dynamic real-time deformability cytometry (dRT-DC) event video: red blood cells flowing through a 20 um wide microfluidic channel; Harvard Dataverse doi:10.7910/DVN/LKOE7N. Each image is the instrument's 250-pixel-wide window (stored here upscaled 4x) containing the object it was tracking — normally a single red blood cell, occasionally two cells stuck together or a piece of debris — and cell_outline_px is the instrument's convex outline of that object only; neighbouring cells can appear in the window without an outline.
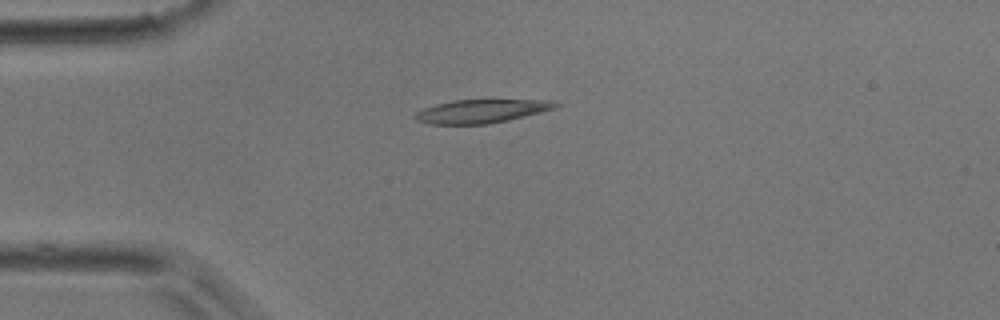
{"species": "common noctule bat (a hibernating species)", "species_latin": "Nyctalus noctula", "temperature_condition": "room temperature", "stored_images_in_passage": 34, "camera_frame_rate_fps": 3000, "um_per_image_px": 0.085, "animal": {"sex": "male", "body_mass_g": 17.9}, "frame": {"image": 1, "passage_image": 1, "time_ms": 0.0, "image_size_px": [1000, 320], "cell_outline_px": [[560, 104], [556, 108], [508, 120], [488, 124], [432, 124], [416, 120], [412, 116], [416, 112], [424, 108], [436, 104], [452, 100], [556, 100]], "centroid_in_image_um": [40.92, 9.44], "position_along_channel_um": 44.1, "area_um2": 19.19}}
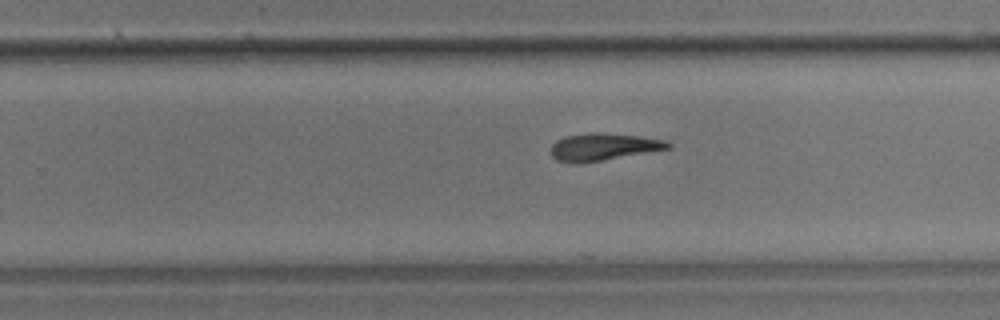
{"frame": {"image": 2, "passage_image": 18, "time_ms": 5.667, "image_size_px": [1000, 320], "cell_outline_px": [[672, 148], [576, 164], [572, 164], [556, 160], [552, 156], [552, 144], [556, 140], [564, 136], [592, 132], [596, 132], [640, 136], [668, 140], [672, 144]], "centroid_in_image_um": [51.28, 12.47], "position_along_channel_um": 278.5, "area_um2": 18.61}}
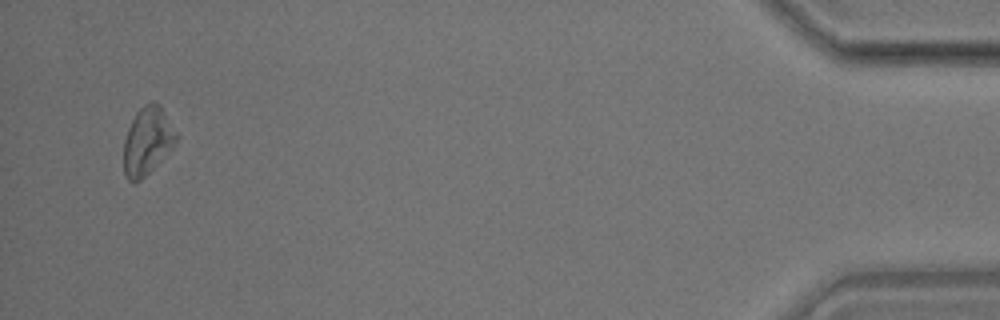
{"frame": {"image": 3, "passage_image": 33, "time_ms": 10.667, "image_size_px": [1000, 320], "cell_outline_px": [[180, 136], [172, 148], [136, 184], [132, 184], [128, 180], [124, 172], [124, 140], [128, 128], [136, 112], [144, 104], [152, 100], [160, 104]], "centroid_in_image_um": [12.54, 11.95], "position_along_channel_um": 422.7, "area_um2": 20.87}}